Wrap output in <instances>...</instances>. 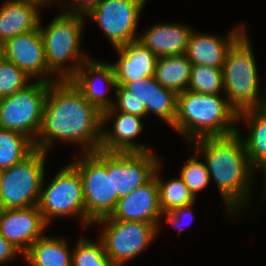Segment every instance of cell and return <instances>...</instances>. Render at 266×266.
<instances>
[{
	"instance_id": "1",
	"label": "cell",
	"mask_w": 266,
	"mask_h": 266,
	"mask_svg": "<svg viewBox=\"0 0 266 266\" xmlns=\"http://www.w3.org/2000/svg\"><path fill=\"white\" fill-rule=\"evenodd\" d=\"M102 128V113L70 80H58L49 84L35 148L48 153L56 139L81 144L84 153H93L99 150Z\"/></svg>"
},
{
	"instance_id": "2",
	"label": "cell",
	"mask_w": 266,
	"mask_h": 266,
	"mask_svg": "<svg viewBox=\"0 0 266 266\" xmlns=\"http://www.w3.org/2000/svg\"><path fill=\"white\" fill-rule=\"evenodd\" d=\"M241 138L238 131L230 136L202 138L194 143L196 153L203 152L209 178L215 180L231 215L249 203L254 173Z\"/></svg>"
},
{
	"instance_id": "3",
	"label": "cell",
	"mask_w": 266,
	"mask_h": 266,
	"mask_svg": "<svg viewBox=\"0 0 266 266\" xmlns=\"http://www.w3.org/2000/svg\"><path fill=\"white\" fill-rule=\"evenodd\" d=\"M238 112L220 94L207 95L185 90L178 93L173 129L193 142L202 138L238 133Z\"/></svg>"
},
{
	"instance_id": "4",
	"label": "cell",
	"mask_w": 266,
	"mask_h": 266,
	"mask_svg": "<svg viewBox=\"0 0 266 266\" xmlns=\"http://www.w3.org/2000/svg\"><path fill=\"white\" fill-rule=\"evenodd\" d=\"M83 19V15L71 14L64 10L47 27L39 24L46 64L53 74H57L59 80H69L89 59L80 53ZM70 60L74 61V65L65 66V62Z\"/></svg>"
},
{
	"instance_id": "5",
	"label": "cell",
	"mask_w": 266,
	"mask_h": 266,
	"mask_svg": "<svg viewBox=\"0 0 266 266\" xmlns=\"http://www.w3.org/2000/svg\"><path fill=\"white\" fill-rule=\"evenodd\" d=\"M248 36L244 33L229 49L223 65L224 93L229 104L239 113L265 106L259 96V77Z\"/></svg>"
},
{
	"instance_id": "6",
	"label": "cell",
	"mask_w": 266,
	"mask_h": 266,
	"mask_svg": "<svg viewBox=\"0 0 266 266\" xmlns=\"http://www.w3.org/2000/svg\"><path fill=\"white\" fill-rule=\"evenodd\" d=\"M82 157L71 164L78 170L82 181L87 227L110 217L119 198L113 190L112 173H107V151L83 152Z\"/></svg>"
},
{
	"instance_id": "7",
	"label": "cell",
	"mask_w": 266,
	"mask_h": 266,
	"mask_svg": "<svg viewBox=\"0 0 266 266\" xmlns=\"http://www.w3.org/2000/svg\"><path fill=\"white\" fill-rule=\"evenodd\" d=\"M47 153L35 150L10 168L0 171V209H22L37 205Z\"/></svg>"
},
{
	"instance_id": "8",
	"label": "cell",
	"mask_w": 266,
	"mask_h": 266,
	"mask_svg": "<svg viewBox=\"0 0 266 266\" xmlns=\"http://www.w3.org/2000/svg\"><path fill=\"white\" fill-rule=\"evenodd\" d=\"M49 84L38 80L0 98V127L23 134L35 143L42 126Z\"/></svg>"
},
{
	"instance_id": "9",
	"label": "cell",
	"mask_w": 266,
	"mask_h": 266,
	"mask_svg": "<svg viewBox=\"0 0 266 266\" xmlns=\"http://www.w3.org/2000/svg\"><path fill=\"white\" fill-rule=\"evenodd\" d=\"M43 179L37 204L45 222L53 217L79 216L85 227V205L82 181L78 170L70 163L61 169L44 189Z\"/></svg>"
},
{
	"instance_id": "10",
	"label": "cell",
	"mask_w": 266,
	"mask_h": 266,
	"mask_svg": "<svg viewBox=\"0 0 266 266\" xmlns=\"http://www.w3.org/2000/svg\"><path fill=\"white\" fill-rule=\"evenodd\" d=\"M97 223L105 225L100 236L104 251L117 266L143 252L154 240L158 227L140 221H119L103 218Z\"/></svg>"
},
{
	"instance_id": "11",
	"label": "cell",
	"mask_w": 266,
	"mask_h": 266,
	"mask_svg": "<svg viewBox=\"0 0 266 266\" xmlns=\"http://www.w3.org/2000/svg\"><path fill=\"white\" fill-rule=\"evenodd\" d=\"M146 1L100 0L87 15L103 29L115 49L139 38L137 24Z\"/></svg>"
},
{
	"instance_id": "12",
	"label": "cell",
	"mask_w": 266,
	"mask_h": 266,
	"mask_svg": "<svg viewBox=\"0 0 266 266\" xmlns=\"http://www.w3.org/2000/svg\"><path fill=\"white\" fill-rule=\"evenodd\" d=\"M152 152L107 151V173H112L114 193L118 198L131 194L149 182L160 160Z\"/></svg>"
},
{
	"instance_id": "13",
	"label": "cell",
	"mask_w": 266,
	"mask_h": 266,
	"mask_svg": "<svg viewBox=\"0 0 266 266\" xmlns=\"http://www.w3.org/2000/svg\"><path fill=\"white\" fill-rule=\"evenodd\" d=\"M4 48L5 59L14 63L29 78L39 76V81L47 83L59 80L52 77L55 74L48 69L46 64L44 44L39 27L7 40L4 43Z\"/></svg>"
},
{
	"instance_id": "14",
	"label": "cell",
	"mask_w": 266,
	"mask_h": 266,
	"mask_svg": "<svg viewBox=\"0 0 266 266\" xmlns=\"http://www.w3.org/2000/svg\"><path fill=\"white\" fill-rule=\"evenodd\" d=\"M48 224L37 205L22 209H0V235L20 253L43 237Z\"/></svg>"
},
{
	"instance_id": "15",
	"label": "cell",
	"mask_w": 266,
	"mask_h": 266,
	"mask_svg": "<svg viewBox=\"0 0 266 266\" xmlns=\"http://www.w3.org/2000/svg\"><path fill=\"white\" fill-rule=\"evenodd\" d=\"M116 97H137L146 106V115L155 113L173 127L177 111L178 94L161 86L154 77L116 85Z\"/></svg>"
},
{
	"instance_id": "16",
	"label": "cell",
	"mask_w": 266,
	"mask_h": 266,
	"mask_svg": "<svg viewBox=\"0 0 266 266\" xmlns=\"http://www.w3.org/2000/svg\"><path fill=\"white\" fill-rule=\"evenodd\" d=\"M159 205L158 186L155 177L131 194L120 198L109 219L119 221H140L158 226L162 217Z\"/></svg>"
},
{
	"instance_id": "17",
	"label": "cell",
	"mask_w": 266,
	"mask_h": 266,
	"mask_svg": "<svg viewBox=\"0 0 266 266\" xmlns=\"http://www.w3.org/2000/svg\"><path fill=\"white\" fill-rule=\"evenodd\" d=\"M95 78L105 81L109 86L116 87L115 72L110 63L88 59L69 79L82 93L83 97L96 107L101 113L111 109L115 102L105 96V92L98 85ZM99 81V80H98Z\"/></svg>"
},
{
	"instance_id": "18",
	"label": "cell",
	"mask_w": 266,
	"mask_h": 266,
	"mask_svg": "<svg viewBox=\"0 0 266 266\" xmlns=\"http://www.w3.org/2000/svg\"><path fill=\"white\" fill-rule=\"evenodd\" d=\"M119 112V113H118ZM113 116L114 124L111 131L102 130V139L99 149L110 152H149L143 144L133 142L143 129L142 119L121 111H104L102 113V125H105Z\"/></svg>"
},
{
	"instance_id": "19",
	"label": "cell",
	"mask_w": 266,
	"mask_h": 266,
	"mask_svg": "<svg viewBox=\"0 0 266 266\" xmlns=\"http://www.w3.org/2000/svg\"><path fill=\"white\" fill-rule=\"evenodd\" d=\"M119 59L112 67L115 72L116 84L154 77L158 57L146 48L138 39L115 48Z\"/></svg>"
},
{
	"instance_id": "20",
	"label": "cell",
	"mask_w": 266,
	"mask_h": 266,
	"mask_svg": "<svg viewBox=\"0 0 266 266\" xmlns=\"http://www.w3.org/2000/svg\"><path fill=\"white\" fill-rule=\"evenodd\" d=\"M244 33V26L243 28L240 26L233 29L227 36L228 38L223 40L222 37L193 31L185 55L192 65H205L223 69L229 49Z\"/></svg>"
},
{
	"instance_id": "21",
	"label": "cell",
	"mask_w": 266,
	"mask_h": 266,
	"mask_svg": "<svg viewBox=\"0 0 266 266\" xmlns=\"http://www.w3.org/2000/svg\"><path fill=\"white\" fill-rule=\"evenodd\" d=\"M192 32L186 25L161 23L145 31L138 40L157 57L183 55Z\"/></svg>"
},
{
	"instance_id": "22",
	"label": "cell",
	"mask_w": 266,
	"mask_h": 266,
	"mask_svg": "<svg viewBox=\"0 0 266 266\" xmlns=\"http://www.w3.org/2000/svg\"><path fill=\"white\" fill-rule=\"evenodd\" d=\"M40 5L30 0H9L0 8V40L36 30L40 24Z\"/></svg>"
},
{
	"instance_id": "23",
	"label": "cell",
	"mask_w": 266,
	"mask_h": 266,
	"mask_svg": "<svg viewBox=\"0 0 266 266\" xmlns=\"http://www.w3.org/2000/svg\"><path fill=\"white\" fill-rule=\"evenodd\" d=\"M249 125V137L244 138L245 152L250 164L266 175V106L238 113Z\"/></svg>"
},
{
	"instance_id": "24",
	"label": "cell",
	"mask_w": 266,
	"mask_h": 266,
	"mask_svg": "<svg viewBox=\"0 0 266 266\" xmlns=\"http://www.w3.org/2000/svg\"><path fill=\"white\" fill-rule=\"evenodd\" d=\"M23 256L32 266H72V250L57 237L37 239Z\"/></svg>"
},
{
	"instance_id": "25",
	"label": "cell",
	"mask_w": 266,
	"mask_h": 266,
	"mask_svg": "<svg viewBox=\"0 0 266 266\" xmlns=\"http://www.w3.org/2000/svg\"><path fill=\"white\" fill-rule=\"evenodd\" d=\"M191 67L185 54L158 57L154 78L161 86L178 94L188 89Z\"/></svg>"
},
{
	"instance_id": "26",
	"label": "cell",
	"mask_w": 266,
	"mask_h": 266,
	"mask_svg": "<svg viewBox=\"0 0 266 266\" xmlns=\"http://www.w3.org/2000/svg\"><path fill=\"white\" fill-rule=\"evenodd\" d=\"M35 150V143L27 136L0 127V171L25 160Z\"/></svg>"
},
{
	"instance_id": "27",
	"label": "cell",
	"mask_w": 266,
	"mask_h": 266,
	"mask_svg": "<svg viewBox=\"0 0 266 266\" xmlns=\"http://www.w3.org/2000/svg\"><path fill=\"white\" fill-rule=\"evenodd\" d=\"M159 168L160 164L155 170L154 177L158 186L159 205L162 213L172 211L177 207L194 204L196 198L185 185L182 178L172 179L165 183L160 178Z\"/></svg>"
},
{
	"instance_id": "28",
	"label": "cell",
	"mask_w": 266,
	"mask_h": 266,
	"mask_svg": "<svg viewBox=\"0 0 266 266\" xmlns=\"http://www.w3.org/2000/svg\"><path fill=\"white\" fill-rule=\"evenodd\" d=\"M188 90L207 95L220 94L224 91L221 68L192 65Z\"/></svg>"
},
{
	"instance_id": "29",
	"label": "cell",
	"mask_w": 266,
	"mask_h": 266,
	"mask_svg": "<svg viewBox=\"0 0 266 266\" xmlns=\"http://www.w3.org/2000/svg\"><path fill=\"white\" fill-rule=\"evenodd\" d=\"M72 266H117L104 251L101 240L96 244L83 237L72 250Z\"/></svg>"
},
{
	"instance_id": "30",
	"label": "cell",
	"mask_w": 266,
	"mask_h": 266,
	"mask_svg": "<svg viewBox=\"0 0 266 266\" xmlns=\"http://www.w3.org/2000/svg\"><path fill=\"white\" fill-rule=\"evenodd\" d=\"M29 78L20 68L7 59L0 61V98L25 89Z\"/></svg>"
},
{
	"instance_id": "31",
	"label": "cell",
	"mask_w": 266,
	"mask_h": 266,
	"mask_svg": "<svg viewBox=\"0 0 266 266\" xmlns=\"http://www.w3.org/2000/svg\"><path fill=\"white\" fill-rule=\"evenodd\" d=\"M180 177L196 198V192L204 189L210 182L207 164L196 157H190L180 172Z\"/></svg>"
},
{
	"instance_id": "32",
	"label": "cell",
	"mask_w": 266,
	"mask_h": 266,
	"mask_svg": "<svg viewBox=\"0 0 266 266\" xmlns=\"http://www.w3.org/2000/svg\"><path fill=\"white\" fill-rule=\"evenodd\" d=\"M117 103H114L111 109L106 111H121L127 114L145 117L146 106L142 104L137 97H116ZM116 104V105H115Z\"/></svg>"
},
{
	"instance_id": "33",
	"label": "cell",
	"mask_w": 266,
	"mask_h": 266,
	"mask_svg": "<svg viewBox=\"0 0 266 266\" xmlns=\"http://www.w3.org/2000/svg\"><path fill=\"white\" fill-rule=\"evenodd\" d=\"M192 205L189 206H185V207H177L175 209H173L172 211L169 212H164L162 215H166V222L167 223H171L172 225L174 224L175 228L179 229V224H181L182 222V218L183 217H190V215L192 214L191 208ZM191 218V217H190ZM185 219V218H183ZM192 219V218H191ZM189 222V221H188ZM181 229L178 230V236H180V232Z\"/></svg>"
},
{
	"instance_id": "34",
	"label": "cell",
	"mask_w": 266,
	"mask_h": 266,
	"mask_svg": "<svg viewBox=\"0 0 266 266\" xmlns=\"http://www.w3.org/2000/svg\"><path fill=\"white\" fill-rule=\"evenodd\" d=\"M74 2L68 5L70 10L68 9L67 12L86 16L92 9L96 7L100 0H74Z\"/></svg>"
},
{
	"instance_id": "35",
	"label": "cell",
	"mask_w": 266,
	"mask_h": 266,
	"mask_svg": "<svg viewBox=\"0 0 266 266\" xmlns=\"http://www.w3.org/2000/svg\"><path fill=\"white\" fill-rule=\"evenodd\" d=\"M19 252V250L0 235V264L9 260L11 261Z\"/></svg>"
},
{
	"instance_id": "36",
	"label": "cell",
	"mask_w": 266,
	"mask_h": 266,
	"mask_svg": "<svg viewBox=\"0 0 266 266\" xmlns=\"http://www.w3.org/2000/svg\"><path fill=\"white\" fill-rule=\"evenodd\" d=\"M5 58L4 42L0 40V61Z\"/></svg>"
},
{
	"instance_id": "37",
	"label": "cell",
	"mask_w": 266,
	"mask_h": 266,
	"mask_svg": "<svg viewBox=\"0 0 266 266\" xmlns=\"http://www.w3.org/2000/svg\"><path fill=\"white\" fill-rule=\"evenodd\" d=\"M30 1L35 2V3H37V4H39V5L41 6V5H43V2H44V3L48 2L49 5L52 4L51 2H52L53 0H30Z\"/></svg>"
}]
</instances>
